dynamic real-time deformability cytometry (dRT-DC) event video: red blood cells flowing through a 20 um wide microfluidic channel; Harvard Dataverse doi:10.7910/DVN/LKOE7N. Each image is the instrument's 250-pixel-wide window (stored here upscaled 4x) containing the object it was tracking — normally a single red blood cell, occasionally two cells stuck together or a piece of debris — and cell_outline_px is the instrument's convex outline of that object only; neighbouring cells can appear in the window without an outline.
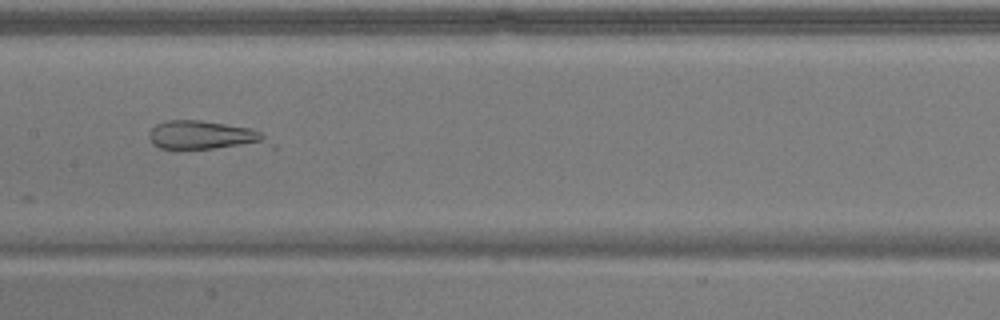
{"species": "common noctule bat (a hibernating species)", "species_latin": "Nyctalus noctula", "temperature_condition": "warm", "stored_images_in_passage": 40, "camera_frame_rate_fps": 3000, "um_per_image_px": 0.085, "animal": {"sex": "male", "body_mass_g": 17.9}, "frame": {"image": 1, "passage_image": 12, "time_ms": 3.667, "image_size_px": [1000, 320], "cell_outline_px": [[276, 148], [160, 148], [152, 144], [148, 136], [148, 132], [156, 124], [168, 120], [200, 120], [252, 128], [260, 132]], "centroid_in_image_um": [17.47, 11.53], "position_along_channel_um": 189.9, "area_um2": 20.52}}
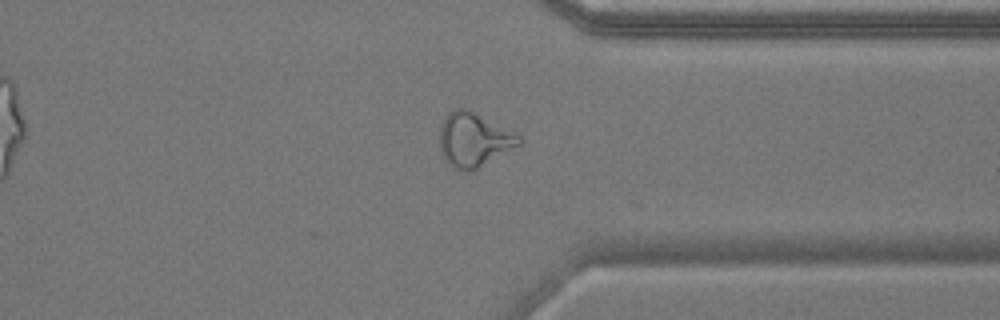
{"frame": {"image": 2, "passage_image": 27, "time_ms": 8.667, "image_size_px": [1000, 320], "cell_outline_px": [[524, 140], [520, 144], [476, 168], [468, 172], [460, 172], [448, 164], [440, 148], [440, 124], [444, 116], [452, 108], [468, 108], [520, 132]], "centroid_in_image_um": [40.3, 11.81], "position_along_channel_um": 371.1, "area_um2": 25.61}}
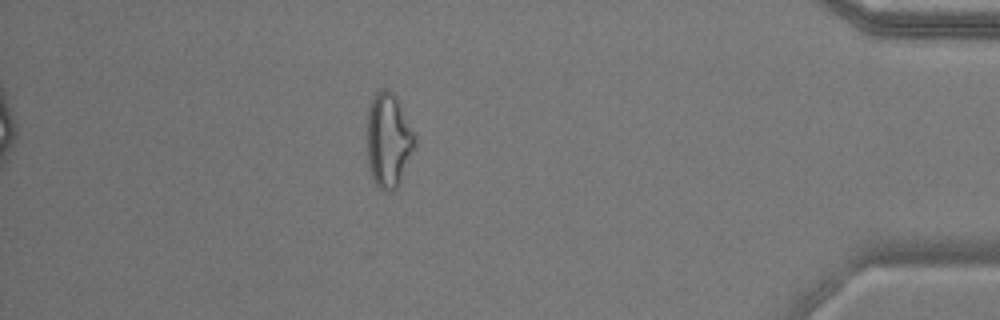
{"frame": {"image": 3, "passage_image": 33, "time_ms": 10.667, "image_size_px": [1000, 320], "cell_outline_px": [[416, 144], [400, 184], [392, 192], [384, 192], [376, 184], [372, 176], [368, 164], [368, 112], [372, 100], [376, 92], [380, 88], [388, 88], [392, 92], [416, 136]], "centroid_in_image_um": [33.03, 11.97], "position_along_channel_um": 402.2, "area_um2": 26.01}, "authors_computed_cell_mechanics": {"area_um2": 22.9466, "velocity_mm_per_s": 3.6735, "shape_relaxation_time_tau1_ms": null, "shape_relaxation_time_tau2_ms": 2.8255, "deformation_change_tau1": null, "deformation_change_tau2": 0.1376}}